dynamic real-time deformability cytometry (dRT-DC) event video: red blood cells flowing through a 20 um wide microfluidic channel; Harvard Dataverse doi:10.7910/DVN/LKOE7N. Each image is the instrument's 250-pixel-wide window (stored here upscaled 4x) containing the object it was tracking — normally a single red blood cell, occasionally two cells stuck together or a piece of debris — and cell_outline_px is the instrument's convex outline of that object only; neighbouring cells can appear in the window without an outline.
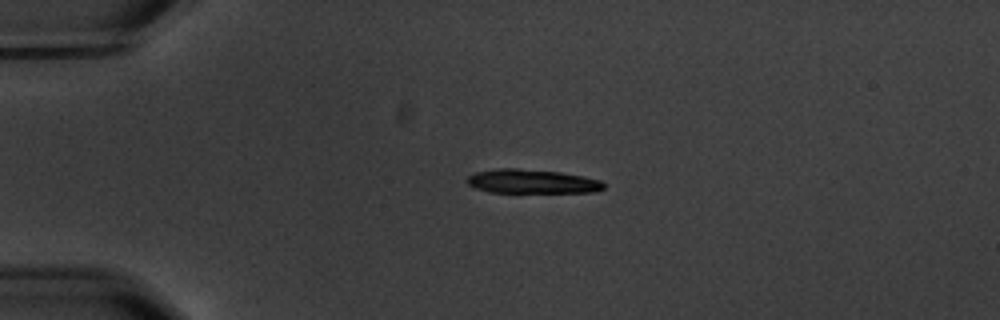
{"species": "common noctule bat (a hibernating species)", "species_latin": "Nyctalus noctula", "temperature_condition": "warm", "stored_images_in_passage": 4, "camera_frame_rate_fps": 3000, "um_per_image_px": 0.085, "animal": {"sex": "male", "body_mass_g": 20.1, "forearm_length_mm": 53.5}, "frame": {"image": 1, "passage_image": 3, "time_ms": 2.333, "image_size_px": [1000, 320], "cell_outline_px": [[604, 188], [596, 192], [492, 192], [476, 188], [468, 184], [464, 180], [468, 176], [476, 172], [500, 168], [516, 168], [560, 172], [584, 176], [600, 180], [604, 184]], "centroid_in_image_um": [45.22, 15.42], "position_along_channel_um": 39.8, "area_um2": 19.07}}